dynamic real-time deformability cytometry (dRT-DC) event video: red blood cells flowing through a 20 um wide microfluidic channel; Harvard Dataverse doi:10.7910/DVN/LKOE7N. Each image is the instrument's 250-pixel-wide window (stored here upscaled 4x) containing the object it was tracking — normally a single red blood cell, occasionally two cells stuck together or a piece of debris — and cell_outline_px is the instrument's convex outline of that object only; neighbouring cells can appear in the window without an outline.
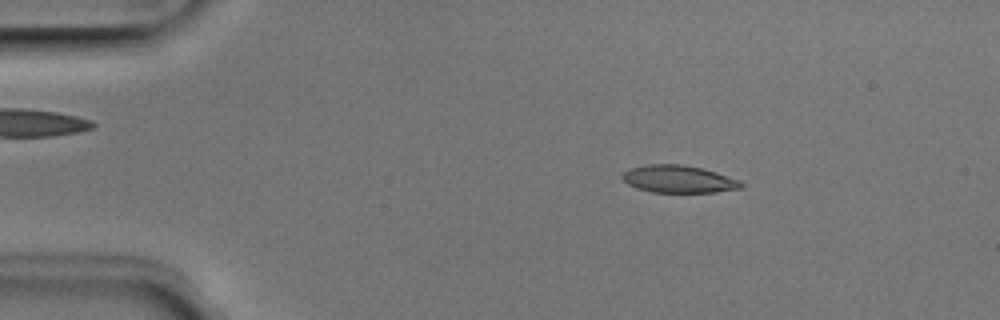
{"species": "Egyptian fruit bat (a non-hibernating species)", "species_latin": "Rousettus aegyptiacus", "temperature_condition": "room temperature", "stored_images_in_passage": 50, "camera_frame_rate_fps": 3000, "um_per_image_px": 0.085, "animal": {"sex": "male"}, "frame": {"image": 1, "passage_image": 8, "time_ms": 2.333, "image_size_px": [1000, 320], "cell_outline_px": [[744, 184], [740, 188], [716, 192], [652, 192], [636, 188], [628, 184], [620, 176], [628, 168], [648, 164], [680, 164], [700, 168], [716, 172], [740, 180]], "centroid_in_image_um": [57.65, 15.22], "position_along_channel_um": 27.3, "area_um2": 18.96}}
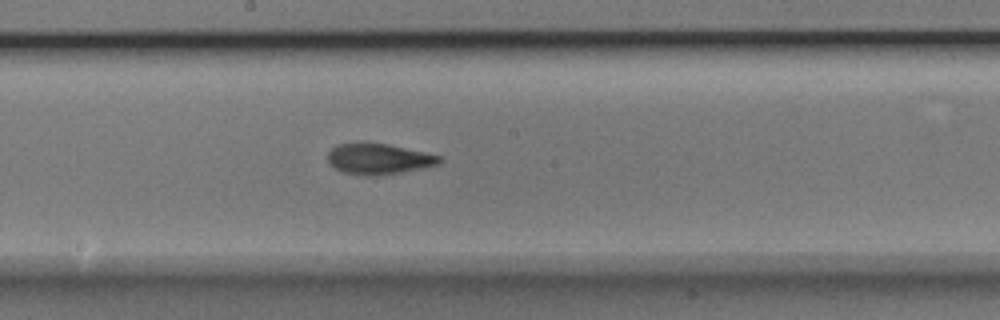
{"frame": {"image": 2, "passage_image": 27, "time_ms": 8.667, "image_size_px": [1000, 320], "cell_outline_px": [[444, 160], [440, 164], [424, 168], [400, 172], [372, 176], [364, 176], [344, 172], [328, 164], [328, 152], [332, 148], [340, 144], [388, 144], [424, 152], [440, 156]], "centroid_in_image_um": [32.22, 13.53], "position_along_channel_um": 216.0, "area_um2": 19.71}}
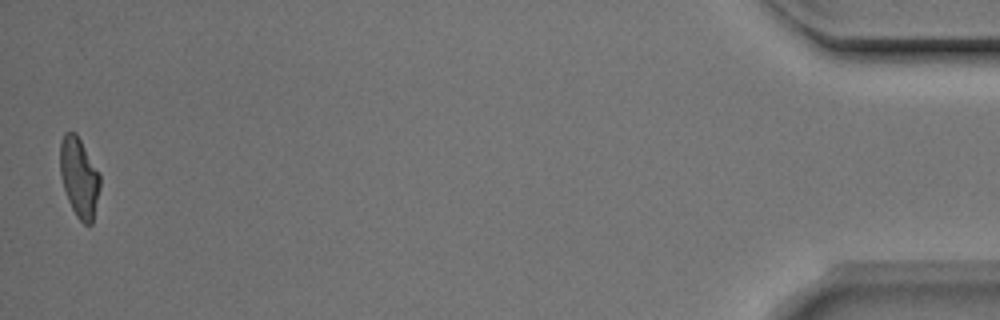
{"frame": {"image": 3, "passage_image": 50, "time_ms": 16.333, "image_size_px": [1000, 320], "cell_outline_px": [[100, 188], [92, 224], [84, 224], [76, 216], [68, 200], [60, 176], [60, 144], [64, 132], [76, 132], [100, 172]], "centroid_in_image_um": [6.74, 15.06], "position_along_channel_um": 428.5, "area_um2": 18.67}, "authors_computed_cell_mechanics": {"area_um2": 19.2474, "velocity_mm_per_s": 3.978, "shape_relaxation_time_tau1_ms": 5.0104, "shape_relaxation_time_tau2_ms": 2.515, "deformation_change_tau1": 0.1922, "deformation_change_tau2": 0.0931}}